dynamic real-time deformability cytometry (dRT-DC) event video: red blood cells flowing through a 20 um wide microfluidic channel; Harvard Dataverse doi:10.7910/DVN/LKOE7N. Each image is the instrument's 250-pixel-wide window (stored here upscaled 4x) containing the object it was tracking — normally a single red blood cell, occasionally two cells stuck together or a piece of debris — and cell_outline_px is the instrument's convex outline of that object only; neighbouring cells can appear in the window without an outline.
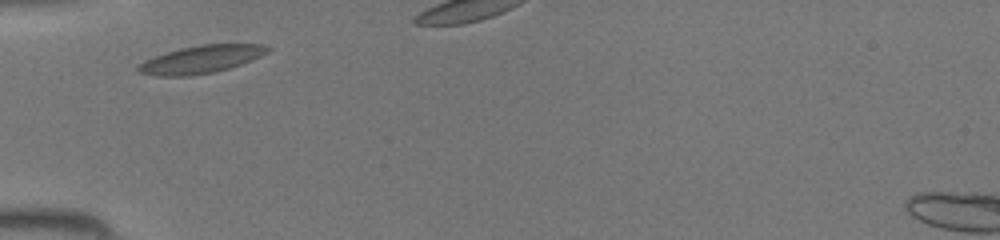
{"species": "common noctule bat (a hibernating species)", "species_latin": "Nyctalus noctula", "temperature_condition": "room temperature", "stored_images_in_passage": 7, "camera_frame_rate_fps": 3000, "um_per_image_px": 0.085, "animal": {"sex": "female", "body_mass_g": 19.5, "forearm_length_mm": 54.1}, "frame": {"image": 1, "passage_image": 1, "time_ms": 0.0, "image_size_px": [1000, 240], "cell_outline_px": [[272, 48], [268, 52], [260, 56], [240, 64], [216, 72], [188, 76], [156, 76], [140, 72], [136, 68], [136, 64], [144, 60], [180, 48], [200, 44], [264, 44]], "centroid_in_image_um": [17.08, 5.04], "position_along_channel_um": 67.9, "area_um2": 20.87}}
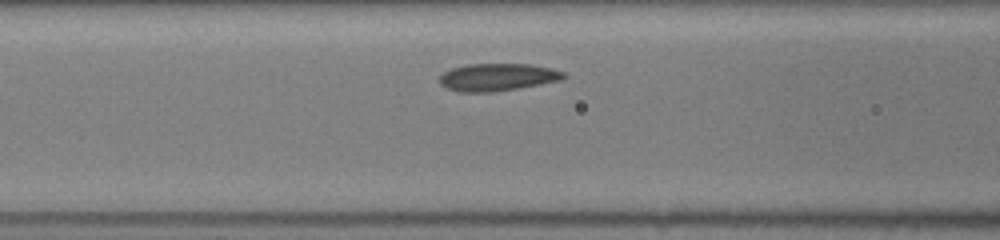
{"frame": {"image": 2, "passage_image": 5, "time_ms": 1.333, "image_size_px": [1000, 240], "cell_outline_px": [[568, 76], [564, 80], [520, 88], [492, 92], [460, 92], [444, 88], [440, 84], [440, 76], [444, 72], [452, 68], [468, 64], [532, 64], [552, 68], [564, 72]], "centroid_in_image_um": [42.33, 6.56], "position_along_channel_um": 124.3, "area_um2": 20.17}}